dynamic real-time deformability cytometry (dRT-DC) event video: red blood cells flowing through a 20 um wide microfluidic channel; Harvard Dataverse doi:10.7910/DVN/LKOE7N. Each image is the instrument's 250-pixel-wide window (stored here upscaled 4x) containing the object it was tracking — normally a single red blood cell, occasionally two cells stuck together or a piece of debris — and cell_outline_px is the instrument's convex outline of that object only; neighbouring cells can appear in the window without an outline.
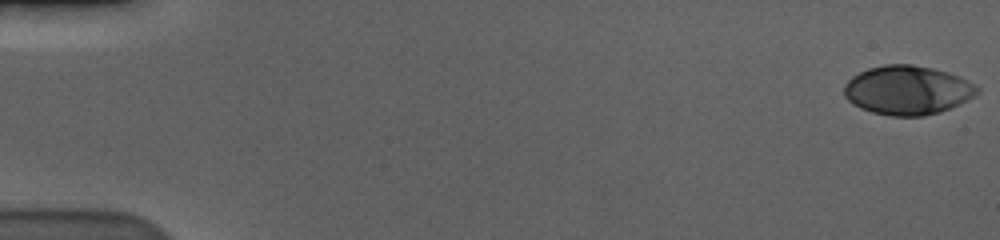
{"species": "human", "species_latin": "Homo sapiens", "temperature_condition": "cold", "stored_images_in_passage": 58, "camera_frame_rate_fps": 3000, "um_per_image_px": 0.085, "donor": {"sex": "male"}, "frame": {"image": 1, "passage_image": 1, "time_ms": 0.0, "image_size_px": [1000, 240], "cell_outline_px": [[980, 92], [960, 104], [940, 112], [924, 116], [888, 116], [872, 112], [860, 108], [852, 104], [844, 96], [844, 84], [852, 76], [868, 68], [884, 64], [912, 64], [932, 68], [956, 76], [980, 88]], "centroid_in_image_um": [77.09, 7.67], "position_along_channel_um": 7.9, "area_um2": 37.97}}
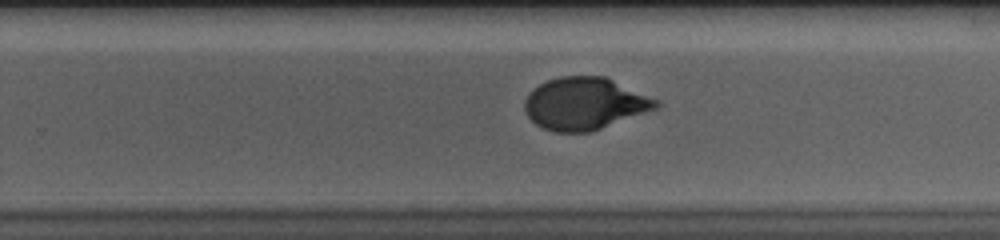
{"frame": {"image": 2, "passage_image": 38, "time_ms": 12.333, "image_size_px": [1000, 240], "cell_outline_px": [[660, 104], [656, 108], [592, 132], [552, 132], [536, 124], [528, 116], [524, 108], [524, 100], [528, 92], [532, 88], [548, 80], [560, 76], [604, 76], [660, 100]], "centroid_in_image_um": [49.68, 8.8], "position_along_channel_um": 280.1, "area_um2": 40.06}}
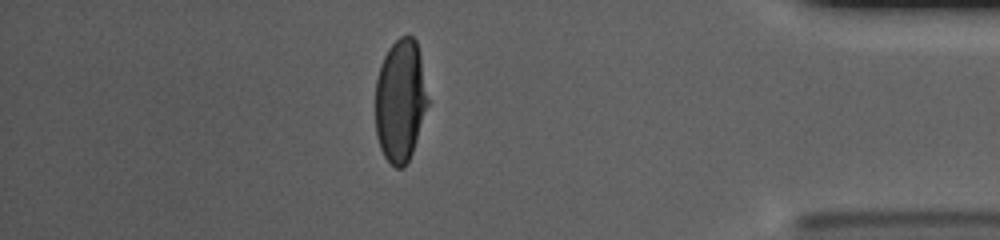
{"frame": {"image": 3, "passage_image": 51, "time_ms": 16.667, "image_size_px": [1000, 240], "cell_outline_px": [[428, 104], [412, 152], [404, 168], [396, 168], [384, 156], [380, 148], [376, 136], [376, 80], [380, 64], [388, 48], [400, 36], [412, 36], [416, 40], [420, 56], [428, 100]], "centroid_in_image_um": [34.01, 8.55], "position_along_channel_um": 401.2, "area_um2": 37.22}, "authors_computed_cell_mechanics": {"area_um2": 39.4485, "velocity_mm_per_s": 3.5879, "shape_relaxation_time_tau1_ms": 4.7014, "shape_relaxation_time_tau2_ms": null, "deformation_change_tau1": 0.2032, "deformation_change_tau2": null}}